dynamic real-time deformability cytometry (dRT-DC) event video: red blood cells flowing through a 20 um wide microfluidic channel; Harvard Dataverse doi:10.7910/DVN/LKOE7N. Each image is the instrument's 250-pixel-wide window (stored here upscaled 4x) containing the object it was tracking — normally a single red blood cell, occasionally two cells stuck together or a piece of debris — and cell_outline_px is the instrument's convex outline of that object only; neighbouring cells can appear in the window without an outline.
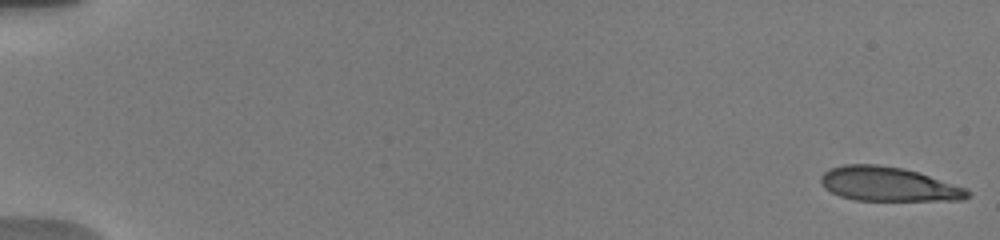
{"species": "human", "species_latin": "Homo sapiens", "temperature_condition": "warm", "stored_images_in_passage": 12, "camera_frame_rate_fps": 3000, "um_per_image_px": 0.085, "donor": {"sex": "male"}, "frame": {"image": 1, "passage_image": 1, "time_ms": 0.0, "image_size_px": [1000, 240], "cell_outline_px": [[972, 196], [964, 200], [856, 200], [840, 196], [824, 188], [820, 184], [820, 176], [824, 172], [832, 168], [844, 164], [876, 164], [904, 168], [968, 188], [972, 192]], "centroid_in_image_um": [75.54, 15.65], "position_along_channel_um": 9.5, "area_um2": 29.42}}
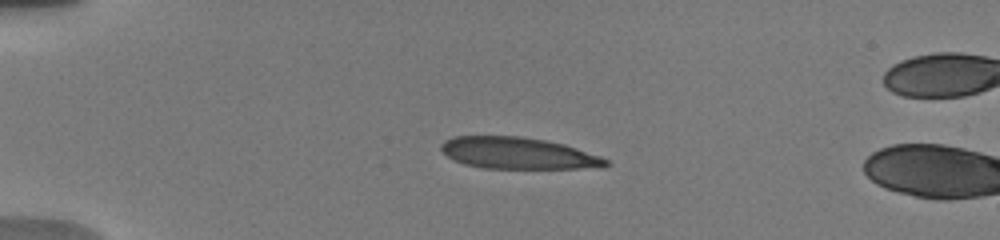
{"frame": {"image": 2, "passage_image": 10, "time_ms": 4.333, "image_size_px": [1000, 240], "cell_outline_px": [[612, 164], [604, 168], [484, 168], [464, 164], [448, 156], [440, 148], [440, 144], [444, 140], [452, 136], [520, 136], [544, 140], [564, 144], [600, 156], [608, 160]], "centroid_in_image_um": [44.06, 13.02], "position_along_channel_um": 40.9, "area_um2": 30.35}}